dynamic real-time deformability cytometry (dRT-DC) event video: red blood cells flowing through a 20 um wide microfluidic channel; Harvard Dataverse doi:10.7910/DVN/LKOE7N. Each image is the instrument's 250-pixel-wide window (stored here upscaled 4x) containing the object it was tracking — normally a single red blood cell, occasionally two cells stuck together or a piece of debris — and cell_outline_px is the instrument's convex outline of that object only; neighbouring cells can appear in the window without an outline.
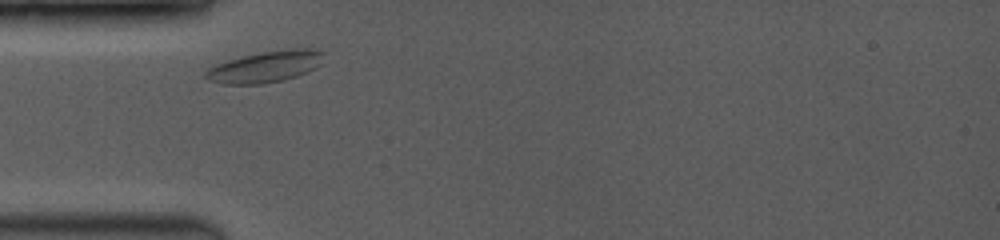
{"species": "common noctule bat (a hibernating species)", "species_latin": "Nyctalus noctula", "temperature_condition": "room temperature", "stored_images_in_passage": 21, "camera_frame_rate_fps": 3500, "um_per_image_px": 0.085, "animal": {"sex": "female", "body_mass_g": 19.0, "forearm_length_mm": 53.3}, "frame": {"image": 1, "passage_image": 1, "time_ms": 0.0, "image_size_px": [1000, 240], "cell_outline_px": [[328, 52], [320, 64], [316, 68], [296, 76], [284, 80], [260, 84], [224, 84], [208, 80], [204, 76], [204, 72], [208, 68], [216, 64], [228, 60], [260, 52], [288, 48], [320, 48]], "centroid_in_image_um": [22.63, 5.64], "position_along_channel_um": 62.4, "area_um2": 21.96}}
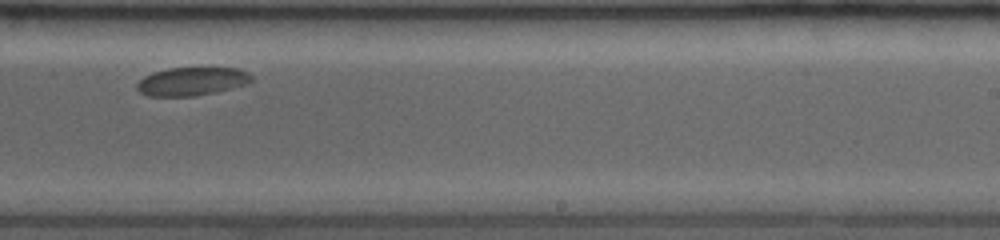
{"frame": {"image": 2, "passage_image": 13, "time_ms": 5.714, "image_size_px": [1000, 240], "cell_outline_px": [[252, 80], [248, 84], [216, 92], [192, 96], [148, 96], [140, 92], [136, 88], [136, 84], [144, 76], [152, 72], [168, 68], [240, 68], [248, 72], [252, 76]], "centroid_in_image_um": [16.31, 6.91], "position_along_channel_um": 272.7, "area_um2": 19.02}}
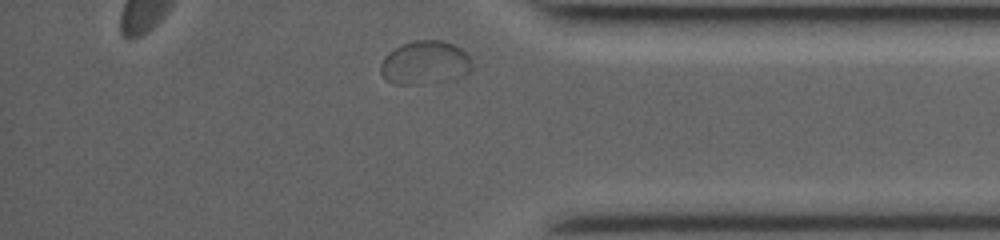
{"frame": {"image": 3, "passage_image": 21, "time_ms": 9.143, "image_size_px": [1000, 240], "cell_outline_px": [[472, 72], [448, 80], [424, 84], [396, 84], [388, 80], [380, 72], [380, 64], [384, 56], [388, 52], [404, 44], [416, 40], [440, 40], [452, 44], [460, 48], [472, 60]], "centroid_in_image_um": [36.13, 5.34], "position_along_channel_um": 399.1, "area_um2": 23.12}}